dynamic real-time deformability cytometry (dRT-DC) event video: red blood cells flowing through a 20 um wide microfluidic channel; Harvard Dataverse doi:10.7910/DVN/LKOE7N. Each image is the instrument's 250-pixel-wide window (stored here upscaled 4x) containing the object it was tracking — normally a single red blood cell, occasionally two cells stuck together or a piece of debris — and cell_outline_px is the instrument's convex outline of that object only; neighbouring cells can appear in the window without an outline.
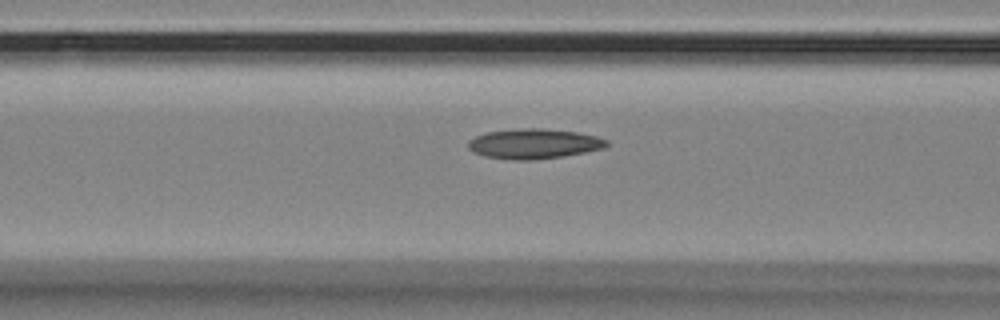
{"species": "Egyptian fruit bat (a non-hibernating species)", "species_latin": "Rousettus aegyptiacus", "temperature_condition": "room temperature", "stored_images_in_passage": 41, "camera_frame_rate_fps": 3000, "um_per_image_px": 0.085, "animal": {"sex": "female"}, "frame": {"image": 1, "passage_image": 12, "time_ms": 3.667, "image_size_px": [1000, 320], "cell_outline_px": [[608, 144], [604, 148], [584, 152], [560, 156], [532, 160], [516, 160], [484, 156], [472, 152], [468, 148], [468, 140], [476, 136], [488, 132], [520, 128], [540, 128], [576, 132], [596, 136], [608, 140]], "centroid_in_image_um": [45.35, 12.21], "position_along_channel_um": 121.2, "area_um2": 23.99}}
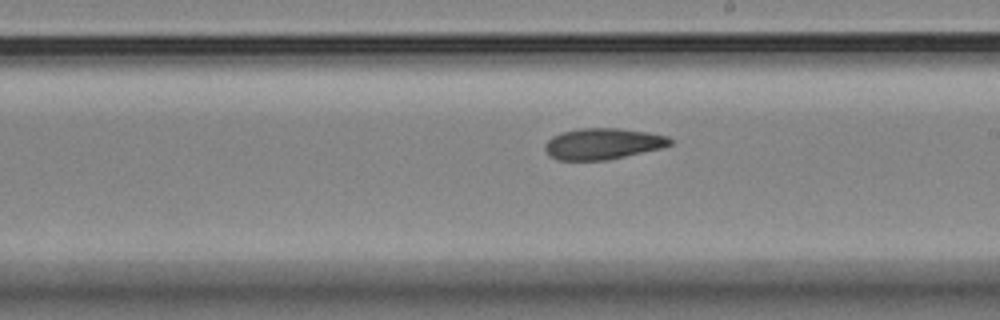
{"frame": {"image": 2, "passage_image": 22, "time_ms": 7.0, "image_size_px": [1000, 320], "cell_outline_px": [[672, 144], [660, 148], [608, 160], [556, 160], [544, 148], [544, 144], [552, 136], [560, 132], [580, 128], [616, 128], [648, 132], [668, 136], [672, 140]], "centroid_in_image_um": [51.22, 12.21], "position_along_channel_um": 237.8, "area_um2": 22.66}}
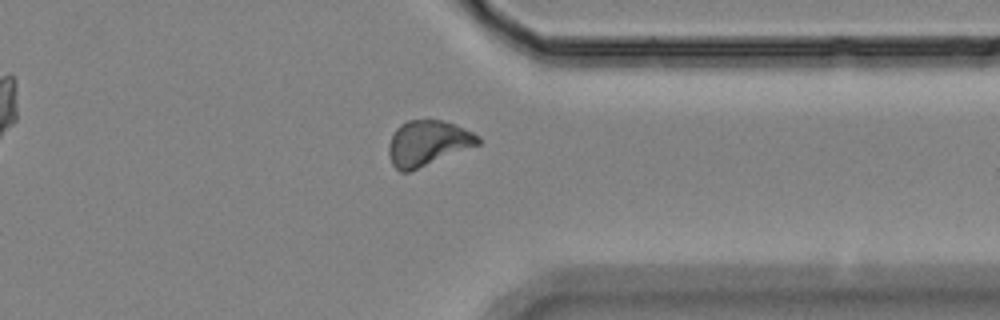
{"frame": {"image": 3, "passage_image": 34, "time_ms": 11.0, "image_size_px": [1000, 320], "cell_outline_px": [[480, 144], [408, 172], [400, 172], [392, 164], [388, 152], [388, 144], [396, 128], [400, 124], [408, 120], [440, 120], [456, 124], [480, 136]], "centroid_in_image_um": [36.34, 12.16], "position_along_channel_um": 375.1, "area_um2": 23.47}}